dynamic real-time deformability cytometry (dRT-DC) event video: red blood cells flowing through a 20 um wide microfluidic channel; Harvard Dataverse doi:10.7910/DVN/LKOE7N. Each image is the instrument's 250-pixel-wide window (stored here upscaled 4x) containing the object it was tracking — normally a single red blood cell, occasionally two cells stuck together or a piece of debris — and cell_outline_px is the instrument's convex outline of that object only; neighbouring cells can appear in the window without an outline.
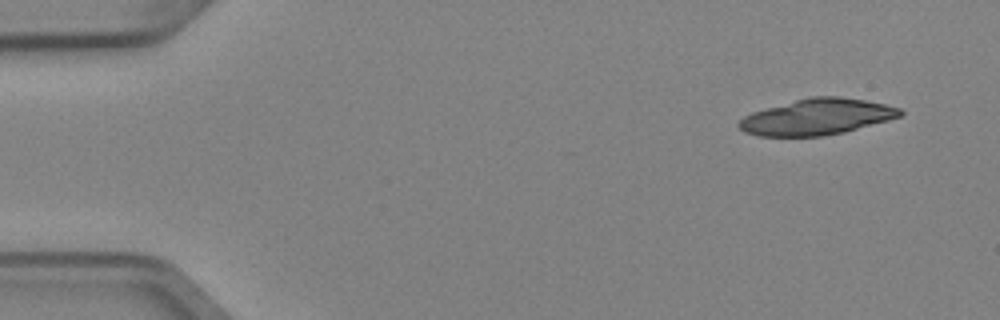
{"species": "Egyptian fruit bat (a non-hibernating species)", "species_latin": "Rousettus aegyptiacus", "temperature_condition": "cold", "stored_images_in_passage": 3, "camera_frame_rate_fps": 3000, "um_per_image_px": 0.085, "animal": {"sex": "female"}, "frame": {"image": 1, "passage_image": 1, "time_ms": 0.0, "image_size_px": [1000, 320], "cell_outline_px": [[904, 112], [900, 116], [888, 120], [844, 132], [824, 136], [756, 136], [744, 132], [736, 124], [744, 116], [752, 112], [796, 100], [812, 96], [840, 96], [864, 100], [884, 104], [900, 108]], "centroid_in_image_um": [69.42, 9.94], "position_along_channel_um": 15.6, "area_um2": 33.64}}